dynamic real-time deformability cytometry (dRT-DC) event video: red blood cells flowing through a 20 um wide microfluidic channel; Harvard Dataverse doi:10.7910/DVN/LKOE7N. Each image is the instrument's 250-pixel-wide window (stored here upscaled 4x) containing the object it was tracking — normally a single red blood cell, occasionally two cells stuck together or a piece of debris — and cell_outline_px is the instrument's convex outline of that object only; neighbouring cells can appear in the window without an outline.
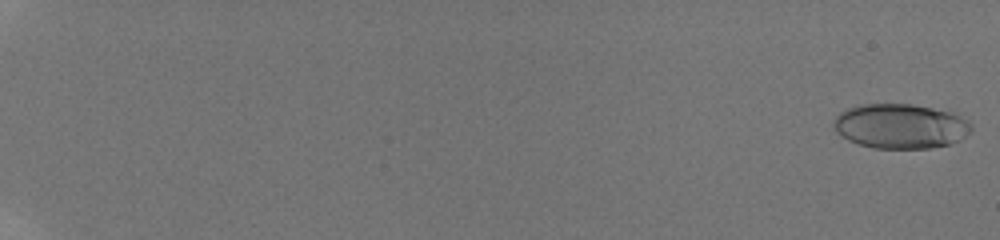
{"species": "human", "species_latin": "Homo sapiens", "temperature_condition": "room temperature", "stored_images_in_passage": 57, "camera_frame_rate_fps": 3000, "um_per_image_px": 0.085, "donor": {"sex": "male"}, "frame": {"image": 1, "passage_image": 1, "time_ms": 0.0, "image_size_px": [1000, 240], "cell_outline_px": [[972, 132], [960, 140], [948, 144], [928, 148], [876, 148], [860, 144], [848, 140], [840, 136], [836, 132], [832, 124], [832, 120], [840, 112], [848, 108], [860, 104], [912, 104], [952, 112], [968, 120], [972, 124]], "centroid_in_image_um": [76.53, 10.72], "position_along_channel_um": 8.5, "area_um2": 36.07}}
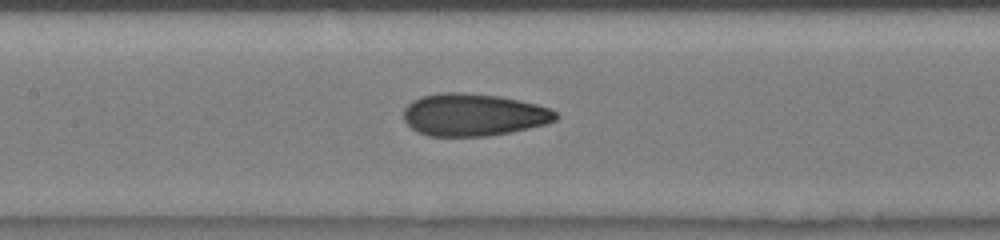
{"frame": {"image": 2, "passage_image": 32, "time_ms": 10.333, "image_size_px": [1000, 240], "cell_outline_px": [[560, 116], [556, 120], [544, 124], [512, 132], [488, 136], [428, 136], [416, 132], [404, 120], [404, 108], [412, 100], [420, 96], [440, 92], [460, 92], [500, 96], [520, 100], [536, 104], [548, 108], [556, 112]], "centroid_in_image_um": [40.22, 9.75], "position_along_channel_um": 167.2, "area_um2": 37.8}}
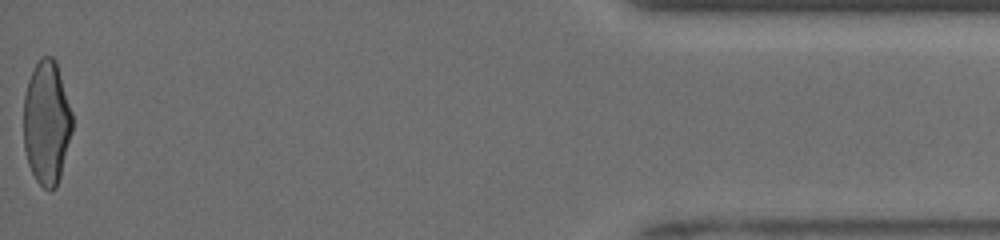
{"frame": {"image": 3, "passage_image": 57, "time_ms": 18.667, "image_size_px": [1000, 240], "cell_outline_px": [[72, 132], [60, 176], [56, 188], [44, 188], [36, 180], [28, 164], [24, 148], [24, 96], [28, 80], [40, 56], [52, 56], [56, 60], [72, 112]], "centroid_in_image_um": [3.97, 10.4], "position_along_channel_um": 431.2, "area_um2": 35.08}, "authors_computed_cell_mechanics": {"area_um2": 36.0094, "velocity_mm_per_s": 3.9709, "shape_relaxation_time_tau1_ms": 5.2493, "shape_relaxation_time_tau2_ms": 0.9758, "deformation_change_tau1": 0.1856, "deformation_change_tau2": 0.0663}}